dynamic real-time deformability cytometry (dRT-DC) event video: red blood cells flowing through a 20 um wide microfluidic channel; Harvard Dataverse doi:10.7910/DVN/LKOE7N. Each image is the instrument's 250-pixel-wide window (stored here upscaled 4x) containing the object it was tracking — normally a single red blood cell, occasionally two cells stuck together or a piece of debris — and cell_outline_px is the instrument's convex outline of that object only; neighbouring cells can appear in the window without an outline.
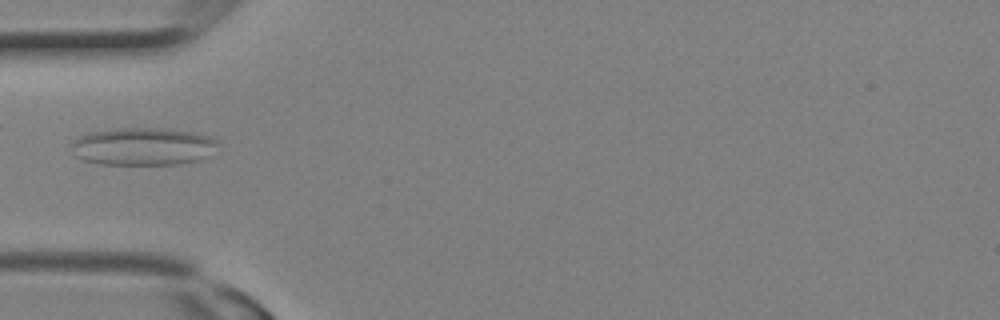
{"species": "Egyptian fruit bat (a non-hibernating species)", "species_latin": "Rousettus aegyptiacus", "temperature_condition": "room temperature", "stored_images_in_passage": 1, "camera_frame_rate_fps": 3000, "um_per_image_px": 0.085, "animal": {"sex": "female"}, "frame": {"image": 1, "passage_image": 1, "time_ms": 0.0, "image_size_px": [1000, 320], "cell_outline_px": [[220, 144], [208, 156], [200, 160], [176, 164], [100, 164], [84, 160], [72, 156], [72, 140], [80, 136], [92, 132], [124, 128], [164, 128], [192, 132], [208, 136], [220, 140]], "centroid_in_image_um": [12.17, 12.45], "position_along_channel_um": 72.8, "area_um2": 32.31}}